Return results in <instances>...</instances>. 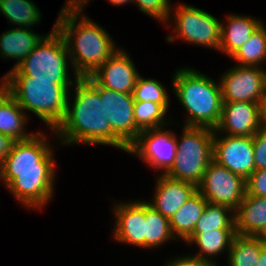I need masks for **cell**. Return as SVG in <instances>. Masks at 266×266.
Listing matches in <instances>:
<instances>
[{
  "mask_svg": "<svg viewBox=\"0 0 266 266\" xmlns=\"http://www.w3.org/2000/svg\"><path fill=\"white\" fill-rule=\"evenodd\" d=\"M46 136L35 132L28 139L15 141L0 165V180L27 209H42L54 194L57 171Z\"/></svg>",
  "mask_w": 266,
  "mask_h": 266,
  "instance_id": "cell-1",
  "label": "cell"
},
{
  "mask_svg": "<svg viewBox=\"0 0 266 266\" xmlns=\"http://www.w3.org/2000/svg\"><path fill=\"white\" fill-rule=\"evenodd\" d=\"M73 86V104L69 92L64 119L52 132L56 139L62 145H110L127 152L128 147L113 133L109 120L105 118L104 98L99 97V85L88 76L78 78Z\"/></svg>",
  "mask_w": 266,
  "mask_h": 266,
  "instance_id": "cell-2",
  "label": "cell"
},
{
  "mask_svg": "<svg viewBox=\"0 0 266 266\" xmlns=\"http://www.w3.org/2000/svg\"><path fill=\"white\" fill-rule=\"evenodd\" d=\"M83 9L66 2L54 23L68 48L75 79L91 76L119 50L103 27L85 14L79 16Z\"/></svg>",
  "mask_w": 266,
  "mask_h": 266,
  "instance_id": "cell-3",
  "label": "cell"
},
{
  "mask_svg": "<svg viewBox=\"0 0 266 266\" xmlns=\"http://www.w3.org/2000/svg\"><path fill=\"white\" fill-rule=\"evenodd\" d=\"M175 72L172 76L173 92L188 114L184 126L214 130L219 124L223 107L219 81L216 83L190 67H181Z\"/></svg>",
  "mask_w": 266,
  "mask_h": 266,
  "instance_id": "cell-4",
  "label": "cell"
},
{
  "mask_svg": "<svg viewBox=\"0 0 266 266\" xmlns=\"http://www.w3.org/2000/svg\"><path fill=\"white\" fill-rule=\"evenodd\" d=\"M10 94L20 107L31 111L52 131L64 119L69 89L74 83H53L52 80L34 79L25 75H7ZM70 86V87H69Z\"/></svg>",
  "mask_w": 266,
  "mask_h": 266,
  "instance_id": "cell-5",
  "label": "cell"
},
{
  "mask_svg": "<svg viewBox=\"0 0 266 266\" xmlns=\"http://www.w3.org/2000/svg\"><path fill=\"white\" fill-rule=\"evenodd\" d=\"M69 62L70 55L64 38L53 26L50 33L6 75H25L34 79L52 80L53 83H73L77 79L70 80Z\"/></svg>",
  "mask_w": 266,
  "mask_h": 266,
  "instance_id": "cell-6",
  "label": "cell"
},
{
  "mask_svg": "<svg viewBox=\"0 0 266 266\" xmlns=\"http://www.w3.org/2000/svg\"><path fill=\"white\" fill-rule=\"evenodd\" d=\"M181 134L180 141L177 140L175 162L165 175L198 186L213 160L214 130L184 126Z\"/></svg>",
  "mask_w": 266,
  "mask_h": 266,
  "instance_id": "cell-7",
  "label": "cell"
},
{
  "mask_svg": "<svg viewBox=\"0 0 266 266\" xmlns=\"http://www.w3.org/2000/svg\"><path fill=\"white\" fill-rule=\"evenodd\" d=\"M172 11L174 9L171 8L170 13L174 17L173 29L176 34L170 33L166 38L168 42H174L176 35L185 43L219 50L222 22L215 16L195 6L181 3L175 6V13Z\"/></svg>",
  "mask_w": 266,
  "mask_h": 266,
  "instance_id": "cell-8",
  "label": "cell"
},
{
  "mask_svg": "<svg viewBox=\"0 0 266 266\" xmlns=\"http://www.w3.org/2000/svg\"><path fill=\"white\" fill-rule=\"evenodd\" d=\"M197 189L209 203L235 211L246 195V180L212 160Z\"/></svg>",
  "mask_w": 266,
  "mask_h": 266,
  "instance_id": "cell-9",
  "label": "cell"
},
{
  "mask_svg": "<svg viewBox=\"0 0 266 266\" xmlns=\"http://www.w3.org/2000/svg\"><path fill=\"white\" fill-rule=\"evenodd\" d=\"M165 126L142 130L126 153L139 156L153 169H162L166 174L175 162L177 152V135Z\"/></svg>",
  "mask_w": 266,
  "mask_h": 266,
  "instance_id": "cell-10",
  "label": "cell"
},
{
  "mask_svg": "<svg viewBox=\"0 0 266 266\" xmlns=\"http://www.w3.org/2000/svg\"><path fill=\"white\" fill-rule=\"evenodd\" d=\"M261 67L234 65L226 71L219 80L223 102L259 103L266 86V69Z\"/></svg>",
  "mask_w": 266,
  "mask_h": 266,
  "instance_id": "cell-11",
  "label": "cell"
},
{
  "mask_svg": "<svg viewBox=\"0 0 266 266\" xmlns=\"http://www.w3.org/2000/svg\"><path fill=\"white\" fill-rule=\"evenodd\" d=\"M99 97L104 98L105 118L109 120L111 130L129 147L141 132L134 120L133 94L99 86Z\"/></svg>",
  "mask_w": 266,
  "mask_h": 266,
  "instance_id": "cell-12",
  "label": "cell"
},
{
  "mask_svg": "<svg viewBox=\"0 0 266 266\" xmlns=\"http://www.w3.org/2000/svg\"><path fill=\"white\" fill-rule=\"evenodd\" d=\"M214 133L213 160L245 180L254 172V148L252 136L219 138Z\"/></svg>",
  "mask_w": 266,
  "mask_h": 266,
  "instance_id": "cell-13",
  "label": "cell"
},
{
  "mask_svg": "<svg viewBox=\"0 0 266 266\" xmlns=\"http://www.w3.org/2000/svg\"><path fill=\"white\" fill-rule=\"evenodd\" d=\"M139 76L128 52L119 48L90 77L100 87L133 94Z\"/></svg>",
  "mask_w": 266,
  "mask_h": 266,
  "instance_id": "cell-14",
  "label": "cell"
},
{
  "mask_svg": "<svg viewBox=\"0 0 266 266\" xmlns=\"http://www.w3.org/2000/svg\"><path fill=\"white\" fill-rule=\"evenodd\" d=\"M262 127L259 103L223 102L221 118L214 133L222 132L238 137L253 136Z\"/></svg>",
  "mask_w": 266,
  "mask_h": 266,
  "instance_id": "cell-15",
  "label": "cell"
},
{
  "mask_svg": "<svg viewBox=\"0 0 266 266\" xmlns=\"http://www.w3.org/2000/svg\"><path fill=\"white\" fill-rule=\"evenodd\" d=\"M115 205L113 238L119 243L145 248V201L118 202Z\"/></svg>",
  "mask_w": 266,
  "mask_h": 266,
  "instance_id": "cell-16",
  "label": "cell"
},
{
  "mask_svg": "<svg viewBox=\"0 0 266 266\" xmlns=\"http://www.w3.org/2000/svg\"><path fill=\"white\" fill-rule=\"evenodd\" d=\"M156 181L153 200L147 202L168 219L198 191L196 185L169 178L164 174H159Z\"/></svg>",
  "mask_w": 266,
  "mask_h": 266,
  "instance_id": "cell-17",
  "label": "cell"
},
{
  "mask_svg": "<svg viewBox=\"0 0 266 266\" xmlns=\"http://www.w3.org/2000/svg\"><path fill=\"white\" fill-rule=\"evenodd\" d=\"M266 230V197L245 195L235 210V232L244 236H261Z\"/></svg>",
  "mask_w": 266,
  "mask_h": 266,
  "instance_id": "cell-18",
  "label": "cell"
},
{
  "mask_svg": "<svg viewBox=\"0 0 266 266\" xmlns=\"http://www.w3.org/2000/svg\"><path fill=\"white\" fill-rule=\"evenodd\" d=\"M221 25L219 51L231 57L262 24V20L243 15L229 14Z\"/></svg>",
  "mask_w": 266,
  "mask_h": 266,
  "instance_id": "cell-19",
  "label": "cell"
},
{
  "mask_svg": "<svg viewBox=\"0 0 266 266\" xmlns=\"http://www.w3.org/2000/svg\"><path fill=\"white\" fill-rule=\"evenodd\" d=\"M44 37L30 28L9 29L0 36V56L17 60L12 68L15 69Z\"/></svg>",
  "mask_w": 266,
  "mask_h": 266,
  "instance_id": "cell-20",
  "label": "cell"
},
{
  "mask_svg": "<svg viewBox=\"0 0 266 266\" xmlns=\"http://www.w3.org/2000/svg\"><path fill=\"white\" fill-rule=\"evenodd\" d=\"M208 201L197 191L169 219L173 236L185 241L194 231L196 223L202 216Z\"/></svg>",
  "mask_w": 266,
  "mask_h": 266,
  "instance_id": "cell-21",
  "label": "cell"
},
{
  "mask_svg": "<svg viewBox=\"0 0 266 266\" xmlns=\"http://www.w3.org/2000/svg\"><path fill=\"white\" fill-rule=\"evenodd\" d=\"M28 118L10 93L0 103V133L13 138L15 141L30 138L34 132L28 134L25 131Z\"/></svg>",
  "mask_w": 266,
  "mask_h": 266,
  "instance_id": "cell-22",
  "label": "cell"
},
{
  "mask_svg": "<svg viewBox=\"0 0 266 266\" xmlns=\"http://www.w3.org/2000/svg\"><path fill=\"white\" fill-rule=\"evenodd\" d=\"M217 229H235V211L228 206L208 202L193 233L184 242L189 244L198 234Z\"/></svg>",
  "mask_w": 266,
  "mask_h": 266,
  "instance_id": "cell-23",
  "label": "cell"
},
{
  "mask_svg": "<svg viewBox=\"0 0 266 266\" xmlns=\"http://www.w3.org/2000/svg\"><path fill=\"white\" fill-rule=\"evenodd\" d=\"M265 245L260 236L236 234L228 251L229 266H258L261 249Z\"/></svg>",
  "mask_w": 266,
  "mask_h": 266,
  "instance_id": "cell-24",
  "label": "cell"
},
{
  "mask_svg": "<svg viewBox=\"0 0 266 266\" xmlns=\"http://www.w3.org/2000/svg\"><path fill=\"white\" fill-rule=\"evenodd\" d=\"M236 235L235 229H217L198 234L189 244L194 243L200 248L196 257L213 261L214 256L229 251L232 240Z\"/></svg>",
  "mask_w": 266,
  "mask_h": 266,
  "instance_id": "cell-25",
  "label": "cell"
},
{
  "mask_svg": "<svg viewBox=\"0 0 266 266\" xmlns=\"http://www.w3.org/2000/svg\"><path fill=\"white\" fill-rule=\"evenodd\" d=\"M0 12L19 28H31L42 19L40 10L31 0H0Z\"/></svg>",
  "mask_w": 266,
  "mask_h": 266,
  "instance_id": "cell-26",
  "label": "cell"
},
{
  "mask_svg": "<svg viewBox=\"0 0 266 266\" xmlns=\"http://www.w3.org/2000/svg\"><path fill=\"white\" fill-rule=\"evenodd\" d=\"M172 239L176 238L171 232L169 219L145 200V248H158Z\"/></svg>",
  "mask_w": 266,
  "mask_h": 266,
  "instance_id": "cell-27",
  "label": "cell"
},
{
  "mask_svg": "<svg viewBox=\"0 0 266 266\" xmlns=\"http://www.w3.org/2000/svg\"><path fill=\"white\" fill-rule=\"evenodd\" d=\"M231 58L240 66L260 67L266 60V26L262 23ZM261 63V64H260Z\"/></svg>",
  "mask_w": 266,
  "mask_h": 266,
  "instance_id": "cell-28",
  "label": "cell"
},
{
  "mask_svg": "<svg viewBox=\"0 0 266 266\" xmlns=\"http://www.w3.org/2000/svg\"><path fill=\"white\" fill-rule=\"evenodd\" d=\"M167 112L159 103L134 101V120L141 131L170 124V122L165 121L167 120L165 119Z\"/></svg>",
  "mask_w": 266,
  "mask_h": 266,
  "instance_id": "cell-29",
  "label": "cell"
},
{
  "mask_svg": "<svg viewBox=\"0 0 266 266\" xmlns=\"http://www.w3.org/2000/svg\"><path fill=\"white\" fill-rule=\"evenodd\" d=\"M165 89L158 80L139 76L133 91L134 101L159 103L168 111L169 95Z\"/></svg>",
  "mask_w": 266,
  "mask_h": 266,
  "instance_id": "cell-30",
  "label": "cell"
},
{
  "mask_svg": "<svg viewBox=\"0 0 266 266\" xmlns=\"http://www.w3.org/2000/svg\"><path fill=\"white\" fill-rule=\"evenodd\" d=\"M143 13L168 24L171 19V6L169 0H133Z\"/></svg>",
  "mask_w": 266,
  "mask_h": 266,
  "instance_id": "cell-31",
  "label": "cell"
},
{
  "mask_svg": "<svg viewBox=\"0 0 266 266\" xmlns=\"http://www.w3.org/2000/svg\"><path fill=\"white\" fill-rule=\"evenodd\" d=\"M254 171L266 169V127L260 128L253 136Z\"/></svg>",
  "mask_w": 266,
  "mask_h": 266,
  "instance_id": "cell-32",
  "label": "cell"
},
{
  "mask_svg": "<svg viewBox=\"0 0 266 266\" xmlns=\"http://www.w3.org/2000/svg\"><path fill=\"white\" fill-rule=\"evenodd\" d=\"M246 194L256 197H266V169L255 170L246 179Z\"/></svg>",
  "mask_w": 266,
  "mask_h": 266,
  "instance_id": "cell-33",
  "label": "cell"
},
{
  "mask_svg": "<svg viewBox=\"0 0 266 266\" xmlns=\"http://www.w3.org/2000/svg\"><path fill=\"white\" fill-rule=\"evenodd\" d=\"M215 261L206 260L194 255H186L169 260L165 266H216Z\"/></svg>",
  "mask_w": 266,
  "mask_h": 266,
  "instance_id": "cell-34",
  "label": "cell"
},
{
  "mask_svg": "<svg viewBox=\"0 0 266 266\" xmlns=\"http://www.w3.org/2000/svg\"><path fill=\"white\" fill-rule=\"evenodd\" d=\"M15 140L7 135L0 133V165L11 152Z\"/></svg>",
  "mask_w": 266,
  "mask_h": 266,
  "instance_id": "cell-35",
  "label": "cell"
},
{
  "mask_svg": "<svg viewBox=\"0 0 266 266\" xmlns=\"http://www.w3.org/2000/svg\"><path fill=\"white\" fill-rule=\"evenodd\" d=\"M0 82V103L4 100V98L10 93V84L7 78V75L4 74V76L1 78Z\"/></svg>",
  "mask_w": 266,
  "mask_h": 266,
  "instance_id": "cell-36",
  "label": "cell"
},
{
  "mask_svg": "<svg viewBox=\"0 0 266 266\" xmlns=\"http://www.w3.org/2000/svg\"><path fill=\"white\" fill-rule=\"evenodd\" d=\"M259 111L262 124L266 127V86L259 101Z\"/></svg>",
  "mask_w": 266,
  "mask_h": 266,
  "instance_id": "cell-37",
  "label": "cell"
},
{
  "mask_svg": "<svg viewBox=\"0 0 266 266\" xmlns=\"http://www.w3.org/2000/svg\"><path fill=\"white\" fill-rule=\"evenodd\" d=\"M258 266H266V246H264L259 255Z\"/></svg>",
  "mask_w": 266,
  "mask_h": 266,
  "instance_id": "cell-38",
  "label": "cell"
},
{
  "mask_svg": "<svg viewBox=\"0 0 266 266\" xmlns=\"http://www.w3.org/2000/svg\"><path fill=\"white\" fill-rule=\"evenodd\" d=\"M89 0H67L65 2L76 5V6H82L85 8V4H88Z\"/></svg>",
  "mask_w": 266,
  "mask_h": 266,
  "instance_id": "cell-39",
  "label": "cell"
},
{
  "mask_svg": "<svg viewBox=\"0 0 266 266\" xmlns=\"http://www.w3.org/2000/svg\"><path fill=\"white\" fill-rule=\"evenodd\" d=\"M110 3H112L113 5H117V6H120V5H123V4H126V3H132L133 0H109Z\"/></svg>",
  "mask_w": 266,
  "mask_h": 266,
  "instance_id": "cell-40",
  "label": "cell"
},
{
  "mask_svg": "<svg viewBox=\"0 0 266 266\" xmlns=\"http://www.w3.org/2000/svg\"><path fill=\"white\" fill-rule=\"evenodd\" d=\"M260 237L262 239L263 244L266 246V230L263 232V234Z\"/></svg>",
  "mask_w": 266,
  "mask_h": 266,
  "instance_id": "cell-41",
  "label": "cell"
}]
</instances>
